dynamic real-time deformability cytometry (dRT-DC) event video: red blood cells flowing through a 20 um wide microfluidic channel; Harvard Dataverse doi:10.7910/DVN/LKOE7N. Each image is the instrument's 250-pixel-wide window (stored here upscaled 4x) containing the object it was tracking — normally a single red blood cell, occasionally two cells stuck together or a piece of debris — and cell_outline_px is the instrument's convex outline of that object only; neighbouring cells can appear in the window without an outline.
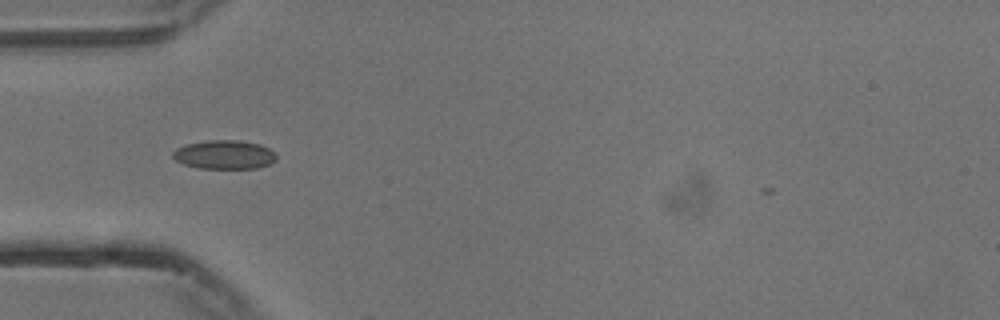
{"species": "common noctule bat (a hibernating species)", "species_latin": "Nyctalus noctula", "temperature_condition": "cold", "stored_images_in_passage": 2, "camera_frame_rate_fps": 3000, "um_per_image_px": 0.085, "animal": {"sex": "male", "body_mass_g": 13.3}, "frame": {"image": 1, "passage_image": 1, "time_ms": 0.0, "image_size_px": [1000, 320], "cell_outline_px": [[276, 160], [268, 164], [256, 168], [200, 168], [184, 164], [176, 160], [172, 156], [172, 152], [176, 148], [184, 144], [208, 140], [240, 140], [260, 144], [276, 152]], "centroid_in_image_um": [19.06, 13.13], "position_along_channel_um": 65.9, "area_um2": 17.46}}